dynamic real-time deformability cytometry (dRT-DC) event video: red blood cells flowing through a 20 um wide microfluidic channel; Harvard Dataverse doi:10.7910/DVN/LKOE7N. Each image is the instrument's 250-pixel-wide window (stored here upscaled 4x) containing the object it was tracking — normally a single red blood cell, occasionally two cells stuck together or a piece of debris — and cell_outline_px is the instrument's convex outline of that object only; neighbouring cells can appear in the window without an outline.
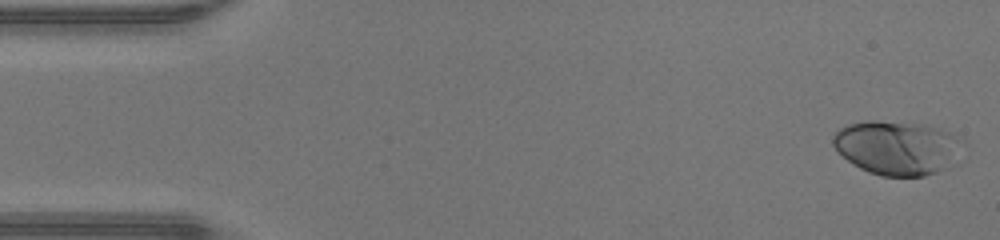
{"species": "human", "species_latin": "Homo sapiens", "temperature_condition": "warm", "stored_images_in_passage": 46, "camera_frame_rate_fps": 3000, "um_per_image_px": 0.085, "donor": {"sex": "male"}, "frame": {"image": 1, "passage_image": 1, "time_ms": 0.0, "image_size_px": [1000, 240], "cell_outline_px": [[956, 140], [940, 168], [936, 172], [924, 176], [880, 176], [868, 172], [860, 168], [848, 160], [832, 144], [832, 136], [840, 128], [848, 124], [868, 120], [872, 120], [924, 124], [940, 128], [948, 132]], "centroid_in_image_um": [76.0, 12.52], "position_along_channel_um": 9.0, "area_um2": 38.67}}
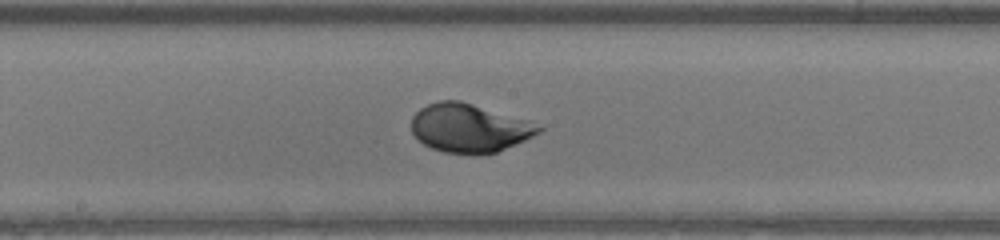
{"frame": {"image": 2, "passage_image": 24, "time_ms": 7.667, "image_size_px": [1000, 240], "cell_outline_px": [[544, 128], [540, 132], [524, 140], [496, 152], [480, 156], [476, 156], [444, 152], [432, 148], [424, 144], [412, 132], [412, 116], [420, 108], [428, 104], [440, 100], [460, 100], [528, 120]], "centroid_in_image_um": [39.88, 10.89], "position_along_channel_um": 208.3, "area_um2": 36.07}}
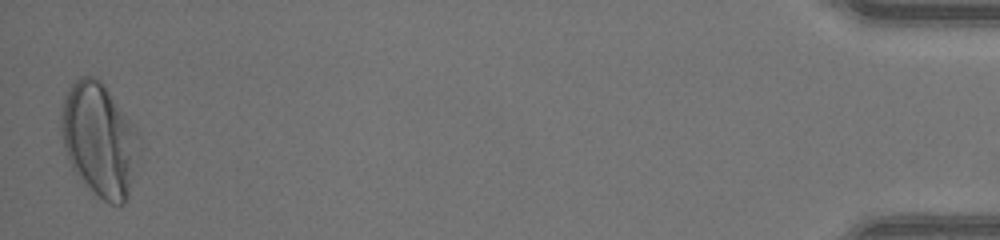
{"frame": {"image": 3, "passage_image": 46, "time_ms": 15.0, "image_size_px": [1000, 240], "cell_outline_px": [[140, 148], [128, 196], [124, 204], [108, 204], [72, 168], [68, 160], [60, 128], [60, 120], [64, 96], [68, 88], [80, 76], [92, 76], [100, 80], [104, 84], [136, 128], [140, 136]], "centroid_in_image_um": [8.45, 11.83], "position_along_channel_um": 426.7, "area_um2": 51.04}, "authors_computed_cell_mechanics": {"area_um2": 36.2984, "velocity_mm_per_s": 4.3593, "shape_relaxation_time_tau1_ms": 3.1346, "shape_relaxation_time_tau2_ms": null, "deformation_change_tau1": 0.1831, "deformation_change_tau2": null}}